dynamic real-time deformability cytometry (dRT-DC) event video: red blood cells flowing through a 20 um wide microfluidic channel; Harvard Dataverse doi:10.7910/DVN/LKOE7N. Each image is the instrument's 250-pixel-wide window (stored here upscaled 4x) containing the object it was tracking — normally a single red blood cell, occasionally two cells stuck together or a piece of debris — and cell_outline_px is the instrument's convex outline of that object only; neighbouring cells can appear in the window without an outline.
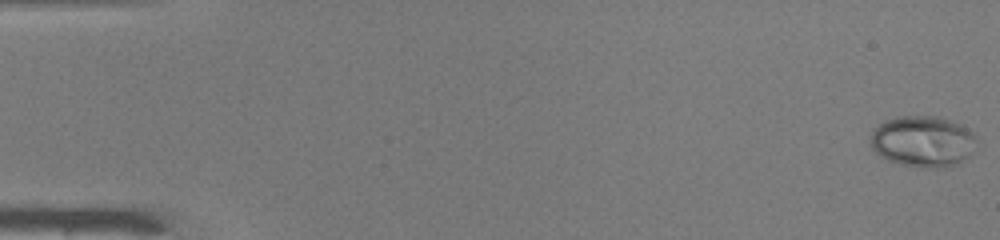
{"species": "common noctule bat (a hibernating species)", "species_latin": "Nyctalus noctula", "temperature_condition": "warm", "stored_images_in_passage": 50, "camera_frame_rate_fps": 3000, "um_per_image_px": 0.085, "animal": {"sex": "male", "body_mass_g": 19.0, "forearm_length_mm": 50.8}, "frame": {"image": 1, "passage_image": 1, "time_ms": 0.0, "image_size_px": [1000, 240], "cell_outline_px": [[976, 140], [972, 156], [956, 164], [944, 168], [920, 168], [888, 160], [880, 156], [872, 148], [868, 136], [884, 120], [896, 116], [940, 116], [952, 120], [960, 124], [972, 132], [976, 136]], "centroid_in_image_um": [78.46, 12.02], "position_along_channel_um": 6.5, "area_um2": 32.08}}
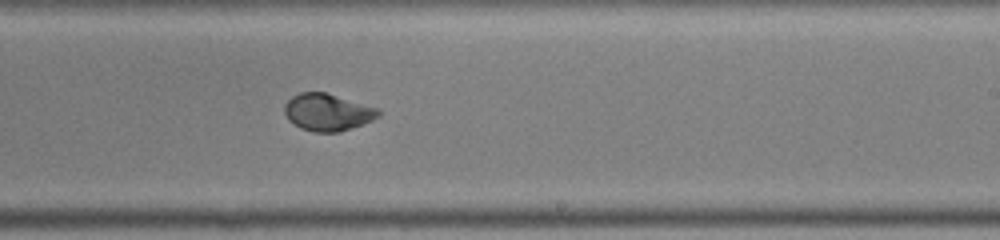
{"frame": {"image": 2, "passage_image": 31, "time_ms": 10.0, "image_size_px": [1000, 240], "cell_outline_px": [[380, 116], [372, 120], [340, 132], [312, 132], [300, 128], [288, 120], [284, 112], [284, 104], [292, 96], [300, 92], [328, 92], [380, 108]], "centroid_in_image_um": [27.85, 9.53], "position_along_channel_um": 261.2, "area_um2": 20.63}}
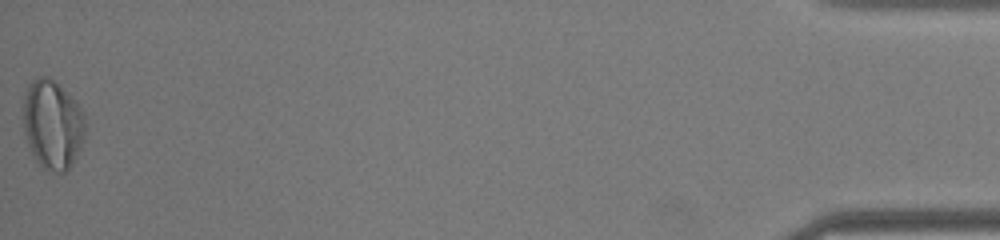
{"frame": {"image": 3, "passage_image": 50, "time_ms": 16.333, "image_size_px": [1000, 240], "cell_outline_px": [[84, 140], [76, 156], [68, 168], [64, 172], [48, 172], [36, 160], [28, 144], [24, 132], [24, 96], [28, 84], [36, 76], [48, 76], [76, 100], [84, 116]], "centroid_in_image_um": [4.46, 10.57], "position_along_channel_um": 430.7, "area_um2": 32.02}, "authors_computed_cell_mechanics": {"area_um2": 22.1374, "velocity_mm_per_s": 4.1321, "shape_relaxation_time_tau1_ms": 2.9714, "shape_relaxation_time_tau2_ms": null, "deformation_change_tau1": 0.1728, "deformation_change_tau2": null}}